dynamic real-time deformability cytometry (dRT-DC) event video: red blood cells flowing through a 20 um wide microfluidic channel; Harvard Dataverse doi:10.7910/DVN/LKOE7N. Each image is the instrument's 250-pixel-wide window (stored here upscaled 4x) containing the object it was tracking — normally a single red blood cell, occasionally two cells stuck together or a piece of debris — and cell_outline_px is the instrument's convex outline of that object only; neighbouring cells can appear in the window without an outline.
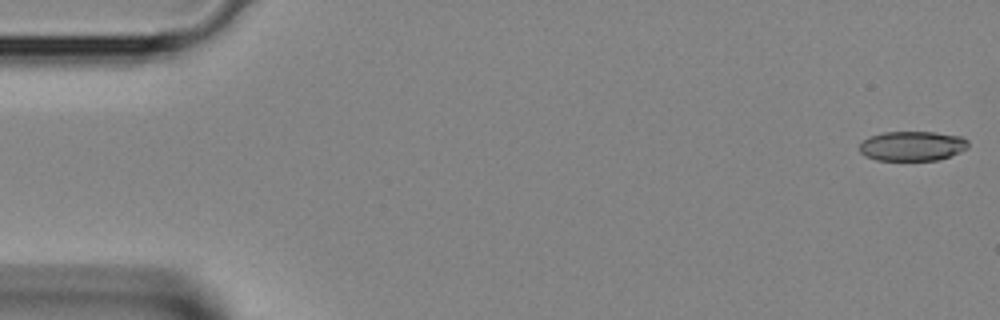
{"species": "Egyptian fruit bat (a non-hibernating species)", "species_latin": "Rousettus aegyptiacus", "temperature_condition": "room temperature", "stored_images_in_passage": 12, "camera_frame_rate_fps": 3000, "um_per_image_px": 0.085, "animal": {"sex": "female"}, "frame": {"image": 1, "passage_image": 1, "time_ms": 0.0, "image_size_px": [1000, 320], "cell_outline_px": [[968, 148], [960, 152], [940, 160], [876, 160], [864, 156], [860, 152], [860, 144], [868, 136], [884, 132], [936, 132], [960, 136], [968, 140]], "centroid_in_image_um": [77.54, 12.41], "position_along_channel_um": 7.5, "area_um2": 18.96}}
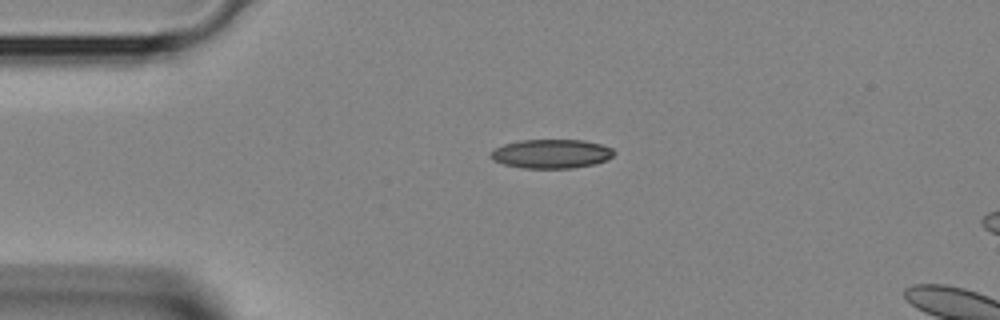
{"frame": {"image": 2, "passage_image": 9, "time_ms": 2.667, "image_size_px": [1000, 320], "cell_outline_px": [[616, 152], [612, 156], [596, 164], [572, 168], [520, 168], [504, 164], [492, 160], [488, 152], [504, 144], [520, 140], [584, 140], [600, 144], [612, 148]], "centroid_in_image_um": [46.84, 13.07], "position_along_channel_um": 38.2, "area_um2": 20.92}}